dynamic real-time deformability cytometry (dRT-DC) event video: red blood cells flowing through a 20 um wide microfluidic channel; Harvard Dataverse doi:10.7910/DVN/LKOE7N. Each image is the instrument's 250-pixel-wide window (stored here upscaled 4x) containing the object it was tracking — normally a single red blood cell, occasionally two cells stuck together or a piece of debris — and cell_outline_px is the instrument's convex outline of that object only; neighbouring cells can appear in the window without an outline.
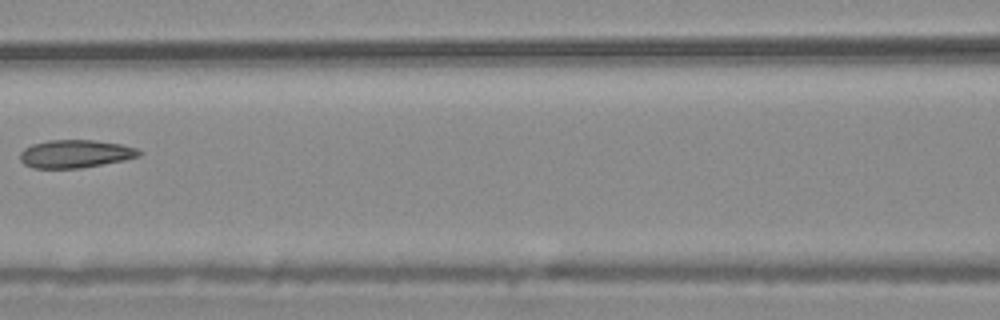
{"species": "common noctule bat (a hibernating species)", "species_latin": "Nyctalus noctula", "temperature_condition": "warm", "stored_images_in_passage": 8, "camera_frame_rate_fps": 3000, "um_per_image_px": 0.085, "animal": {"sex": "male", "body_mass_g": 20.4}, "frame": {"image": 1, "passage_image": 7, "time_ms": 2.0, "image_size_px": [1000, 320], "cell_outline_px": [[144, 152], [140, 156], [124, 160], [80, 168], [32, 168], [24, 164], [20, 160], [20, 152], [24, 148], [32, 144], [48, 140], [92, 140], [120, 144], [136, 148]], "centroid_in_image_um": [6.39, 13.07], "position_along_channel_um": 160.2, "area_um2": 19.42}}
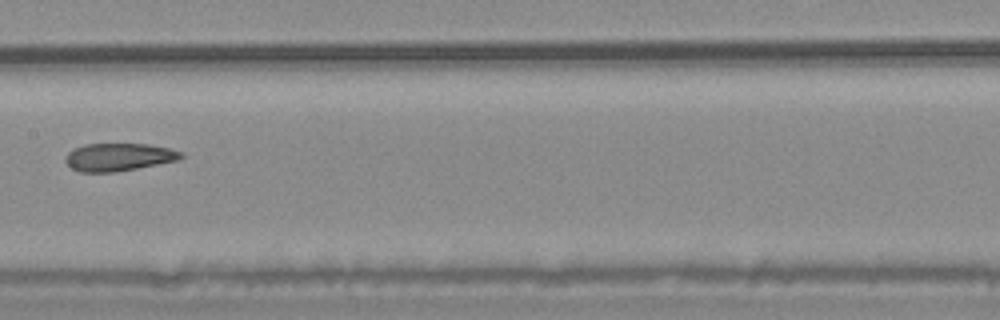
{"frame": {"image": 2, "passage_image": 8, "time_ms": 2.333, "image_size_px": [1000, 320], "cell_outline_px": [[184, 156], [176, 160], [116, 172], [80, 172], [72, 168], [64, 160], [64, 156], [68, 152], [84, 144], [148, 144], [168, 148], [184, 152]], "centroid_in_image_um": [10.06, 13.35], "position_along_channel_um": 197.3, "area_um2": 18.55}}